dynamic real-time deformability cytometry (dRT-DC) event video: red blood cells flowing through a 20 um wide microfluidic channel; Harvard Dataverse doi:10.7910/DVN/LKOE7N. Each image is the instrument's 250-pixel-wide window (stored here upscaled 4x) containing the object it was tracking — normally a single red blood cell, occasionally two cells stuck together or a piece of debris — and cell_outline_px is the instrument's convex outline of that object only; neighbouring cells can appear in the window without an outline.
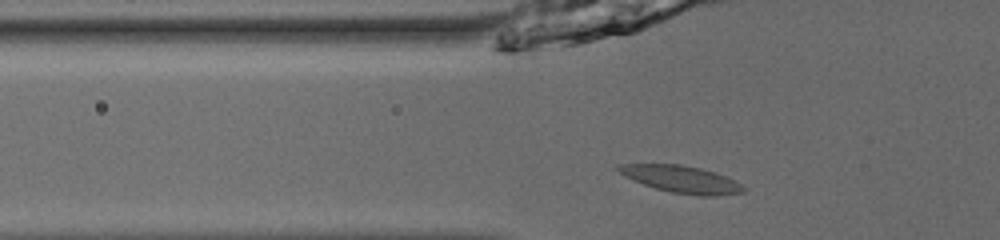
{"species": "common noctule bat (a hibernating species)", "species_latin": "Nyctalus noctula", "temperature_condition": "room temperature", "stored_images_in_passage": 48, "camera_frame_rate_fps": 3000, "um_per_image_px": 0.085, "animal": {"sex": "male", "body_mass_g": 13.0, "forearm_length_mm": 53.1}, "frame": {"image": 1, "passage_image": 15, "time_ms": 4.667, "image_size_px": [1000, 240], "cell_outline_px": [[748, 188], [744, 192], [716, 196], [700, 196], [672, 192], [656, 188], [632, 180], [624, 176], [616, 168], [616, 164], [680, 164], [700, 168], [716, 172]], "centroid_in_image_um": [57.92, 15.23], "position_along_channel_um": 67.9, "area_um2": 19.65}}
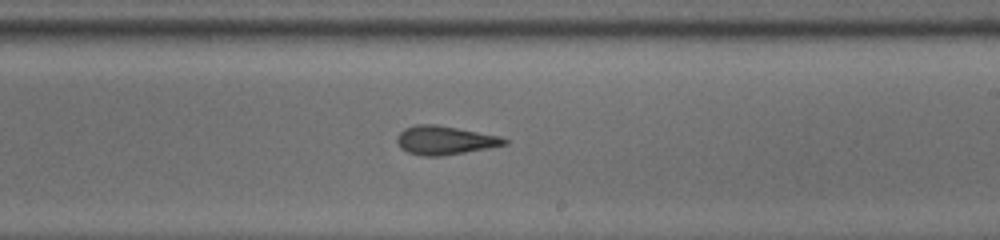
{"frame": {"image": 2, "passage_image": 29, "time_ms": 9.333, "image_size_px": [1000, 240], "cell_outline_px": [[508, 144], [488, 148], [440, 156], [424, 156], [408, 152], [400, 148], [396, 140], [400, 132], [404, 128], [416, 124], [436, 124], [500, 136], [508, 140]], "centroid_in_image_um": [37.79, 11.92], "position_along_channel_um": 251.2, "area_um2": 17.86}}
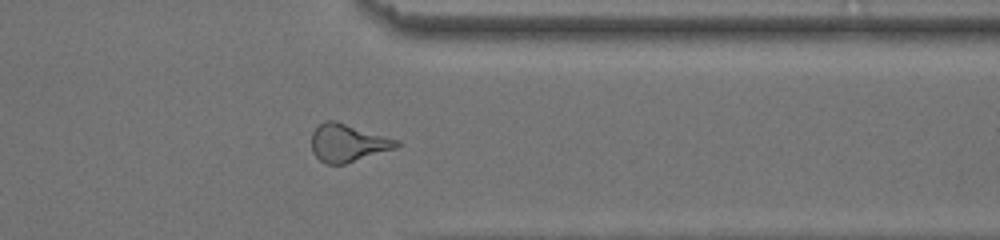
{"frame": {"image": 3, "passage_image": 39, "time_ms": 12.667, "image_size_px": [1000, 240], "cell_outline_px": [[404, 144], [396, 148], [344, 164], [324, 164], [312, 152], [312, 132], [324, 120], [336, 120], [400, 140]], "centroid_in_image_um": [29.59, 12.13], "position_along_channel_um": 381.8, "area_um2": 18.9}, "authors_computed_cell_mechanics": {"area_um2": 18.7272, "velocity_mm_per_s": 3.958, "shape_relaxation_time_tau1_ms": null, "shape_relaxation_time_tau2_ms": 3.063, "deformation_change_tau1": null, "deformation_change_tau2": 0.1267}}